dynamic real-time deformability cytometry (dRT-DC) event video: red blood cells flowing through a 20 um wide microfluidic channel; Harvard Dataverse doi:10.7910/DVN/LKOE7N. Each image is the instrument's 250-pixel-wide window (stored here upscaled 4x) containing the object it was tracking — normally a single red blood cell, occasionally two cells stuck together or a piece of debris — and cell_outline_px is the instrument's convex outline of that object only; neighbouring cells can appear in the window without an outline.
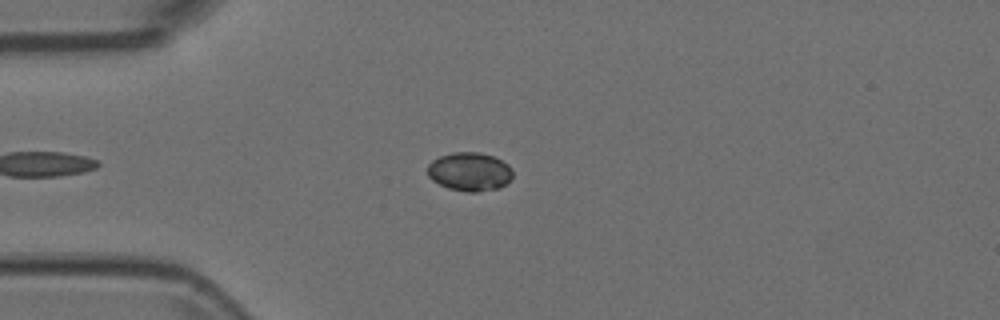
{"species": "Egyptian fruit bat (a non-hibernating species)", "species_latin": "Rousettus aegyptiacus", "temperature_condition": "room temperature", "stored_images_in_passage": 47, "camera_frame_rate_fps": 3000, "um_per_image_px": 0.085, "animal": {"sex": "female"}, "frame": {"image": 1, "passage_image": 11, "time_ms": 3.333, "image_size_px": [1000, 320], "cell_outline_px": [[512, 180], [500, 188], [476, 192], [468, 192], [448, 188], [432, 180], [428, 176], [428, 164], [432, 160], [440, 156], [452, 152], [480, 152], [492, 156], [508, 164], [512, 168]], "centroid_in_image_um": [39.93, 14.59], "position_along_channel_um": 45.1, "area_um2": 19.31}}
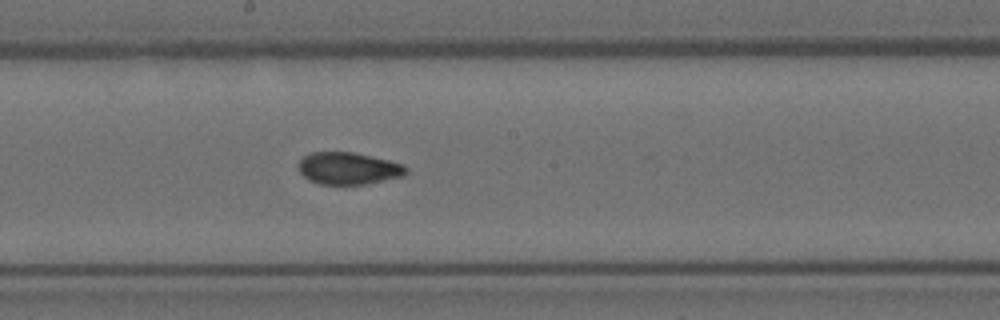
{"frame": {"image": 2, "passage_image": 26, "time_ms": 8.333, "image_size_px": [1000, 320], "cell_outline_px": [[408, 172], [404, 176], [364, 184], [320, 184], [308, 180], [300, 172], [296, 164], [304, 156], [312, 152], [352, 152], [388, 160], [404, 164], [408, 168]], "centroid_in_image_um": [29.61, 14.31], "position_along_channel_um": 218.6, "area_um2": 20.17}}
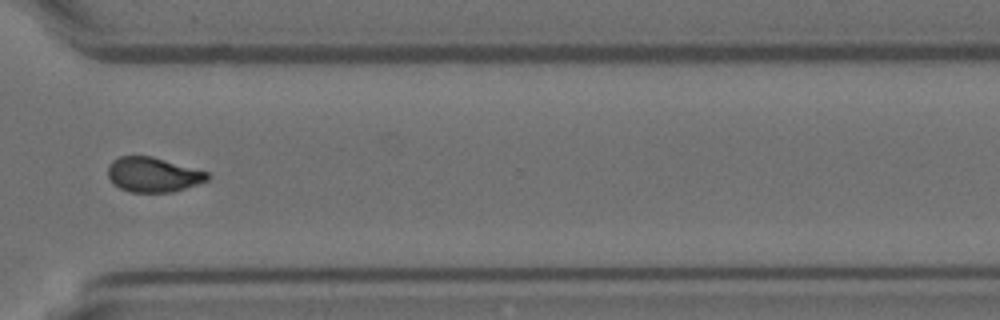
{"frame": {"image": 3, "passage_image": 37, "time_ms": 12.0, "image_size_px": [1000, 320], "cell_outline_px": [[212, 176], [208, 180], [172, 192], [132, 192], [120, 188], [112, 184], [108, 176], [108, 164], [112, 160], [120, 156], [152, 156], [208, 172]], "centroid_in_image_um": [12.99, 14.84], "position_along_channel_um": 357.6, "area_um2": 20.17}}